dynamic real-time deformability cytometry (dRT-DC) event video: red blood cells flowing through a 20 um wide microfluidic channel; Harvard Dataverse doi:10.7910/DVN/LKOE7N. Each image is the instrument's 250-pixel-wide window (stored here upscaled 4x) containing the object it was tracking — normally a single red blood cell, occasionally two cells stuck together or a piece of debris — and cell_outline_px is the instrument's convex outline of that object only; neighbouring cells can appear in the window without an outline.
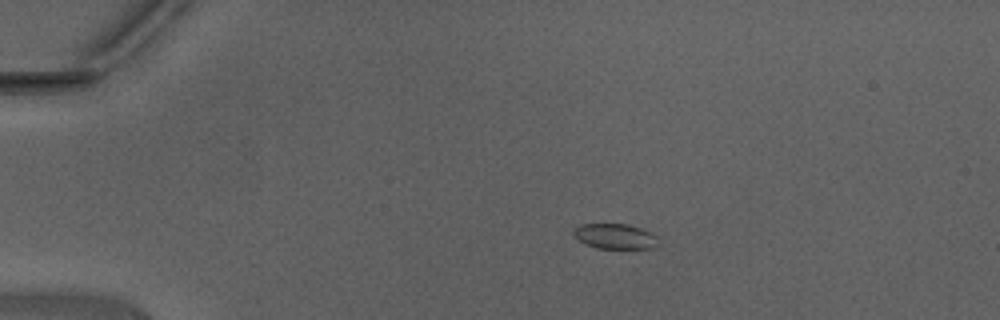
{"species": "Egyptian fruit bat (a non-hibernating species)", "species_latin": "Rousettus aegyptiacus", "temperature_condition": "warm", "stored_images_in_passage": 38, "camera_frame_rate_fps": 3000, "um_per_image_px": 0.085, "animal": {"sex": "male"}, "frame": {"image": 1, "passage_image": 1, "time_ms": 0.0, "image_size_px": [1000, 320], "cell_outline_px": [[660, 236], [656, 248], [596, 248], [580, 240], [572, 232], [572, 228], [580, 224], [628, 224], [652, 232]], "centroid_in_image_um": [52.34, 20.07], "position_along_channel_um": 32.7, "area_um2": 12.54}}
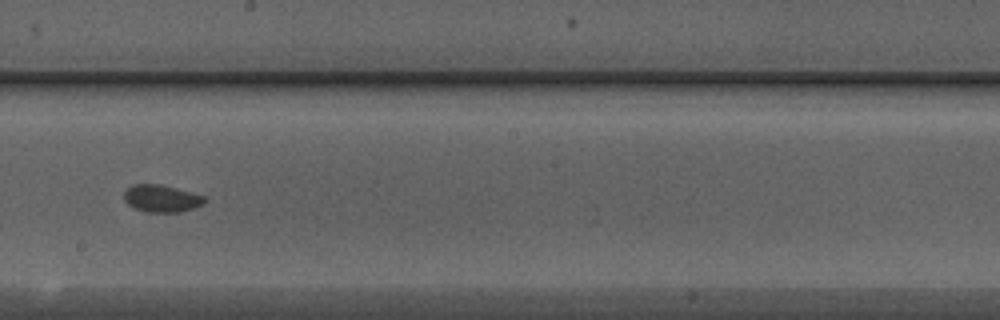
{"frame": {"image": 2, "passage_image": 19, "time_ms": 6.0, "image_size_px": [1000, 320], "cell_outline_px": [[208, 200], [204, 204], [192, 208], [176, 212], [144, 212], [132, 208], [124, 200], [124, 192], [132, 184], [160, 184], [204, 196]], "centroid_in_image_um": [13.7, 16.87], "position_along_channel_um": 234.5, "area_um2": 12.77}}
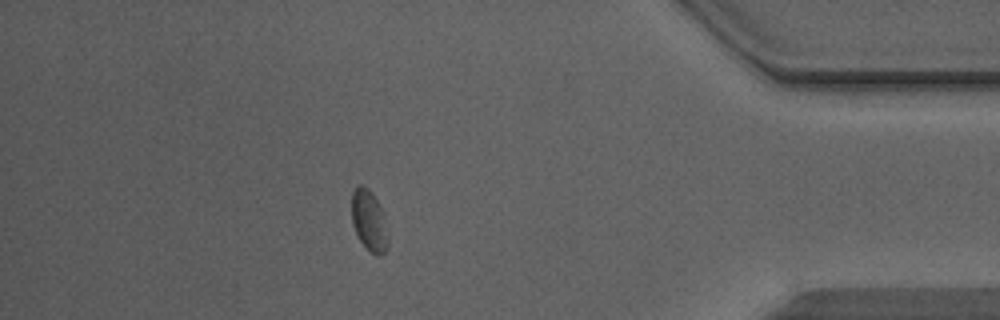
{"frame": {"image": 3, "passage_image": 33, "time_ms": 10.667, "image_size_px": [1000, 320], "cell_outline_px": [[388, 248], [380, 256], [376, 256], [360, 240], [352, 224], [352, 192], [356, 184], [360, 184], [368, 188], [384, 212], [388, 236]], "centroid_in_image_um": [31.38, 18.74], "position_along_channel_um": 403.8, "area_um2": 12.95}, "authors_computed_cell_mechanics": {"area_um2": 12.8316, "velocity_mm_per_s": 4.4052, "shape_relaxation_time_tau1_ms": null, "shape_relaxation_time_tau2_ms": 2.1576, "deformation_change_tau1": null, "deformation_change_tau2": 0.0402}}